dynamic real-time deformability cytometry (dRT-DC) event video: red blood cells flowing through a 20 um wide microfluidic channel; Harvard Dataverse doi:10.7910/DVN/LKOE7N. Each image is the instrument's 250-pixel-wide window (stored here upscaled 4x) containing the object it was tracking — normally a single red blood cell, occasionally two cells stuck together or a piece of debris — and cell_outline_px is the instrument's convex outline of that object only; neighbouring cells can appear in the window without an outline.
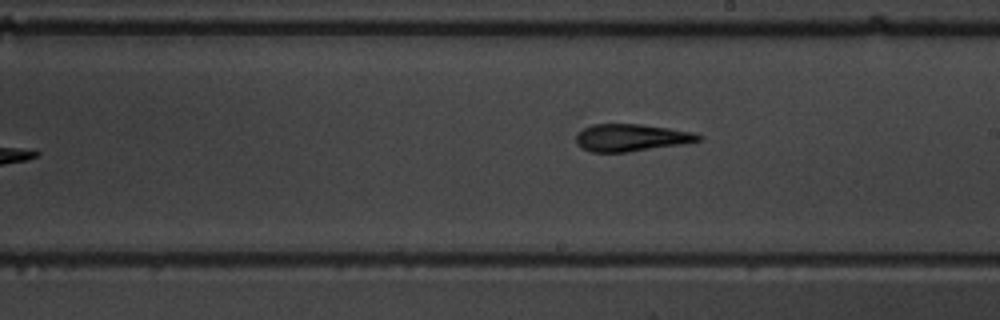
{"species": "common noctule bat (a hibernating species)", "species_latin": "Nyctalus noctula", "temperature_condition": "warm", "stored_images_in_passage": 10, "camera_frame_rate_fps": 3000, "um_per_image_px": 0.085, "animal": {"sex": "male", "body_mass_g": 19.5, "forearm_length_mm": 54.6}, "frame": {"image": 1, "passage_image": 10, "time_ms": 10.333, "image_size_px": [1000, 320], "cell_outline_px": [[704, 140], [684, 144], [628, 152], [592, 152], [576, 144], [576, 136], [584, 128], [592, 124], [640, 124], [696, 132], [704, 136]], "centroid_in_image_um": [53.73, 11.7], "position_along_channel_um": 235.3, "area_um2": 19.59}}